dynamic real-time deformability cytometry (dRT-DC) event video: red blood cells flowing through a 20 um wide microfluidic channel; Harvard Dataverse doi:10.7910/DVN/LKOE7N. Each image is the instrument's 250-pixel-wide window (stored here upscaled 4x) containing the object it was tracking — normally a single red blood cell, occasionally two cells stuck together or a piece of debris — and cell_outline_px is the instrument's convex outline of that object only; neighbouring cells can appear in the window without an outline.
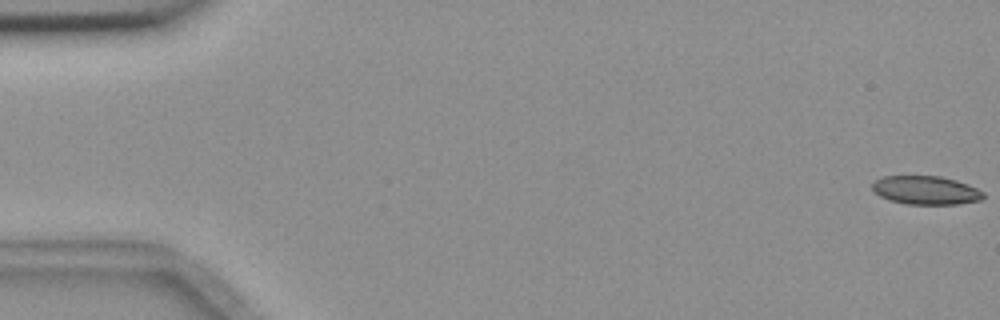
{"species": "common noctule bat (a hibernating species)", "species_latin": "Nyctalus noctula", "temperature_condition": "room temperature", "stored_images_in_passage": 10, "camera_frame_rate_fps": 3000, "um_per_image_px": 0.085, "animal": {"sex": "female", "body_mass_g": 18.4}, "frame": {"image": 1, "passage_image": 1, "time_ms": 0.0, "image_size_px": [1000, 320], "cell_outline_px": [[984, 200], [956, 204], [908, 204], [888, 200], [880, 196], [872, 188], [872, 184], [876, 180], [884, 176], [940, 176], [956, 180], [968, 184], [984, 192]], "centroid_in_image_um": [78.73, 16.17], "position_along_channel_um": 6.3, "area_um2": 18.5}}
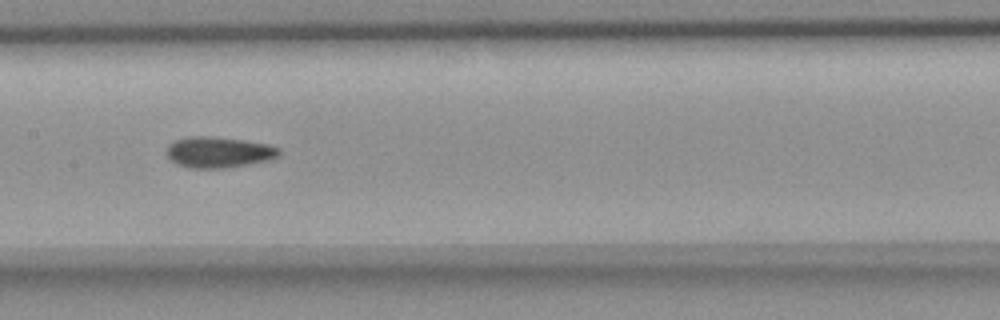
{"frame": {"image": 2, "passage_image": 9, "time_ms": 9.0, "image_size_px": [1000, 320], "cell_outline_px": [[280, 156], [268, 160], [248, 164], [224, 168], [188, 168], [176, 164], [168, 156], [168, 144], [176, 140], [188, 136], [208, 136], [244, 140], [268, 144], [280, 148]], "centroid_in_image_um": [18.6, 12.94], "position_along_channel_um": 188.8, "area_um2": 20.23}}
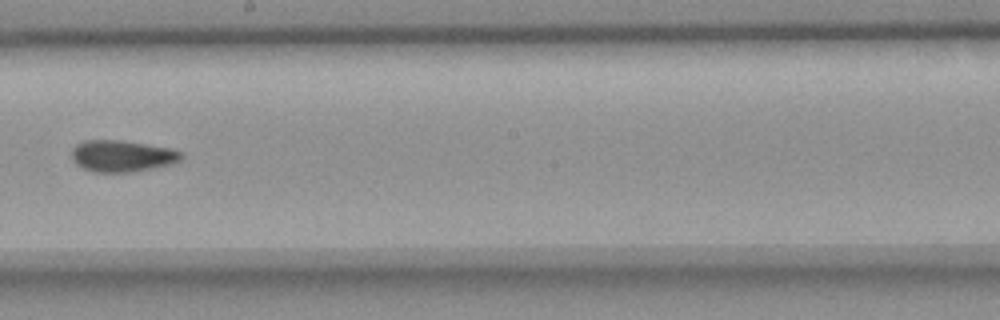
{"frame": {"image": 3, "passage_image": 10, "time_ms": 10.333, "image_size_px": [1000, 320], "cell_outline_px": [[184, 156], [180, 160], [172, 164], [152, 168], [128, 172], [92, 172], [76, 164], [72, 160], [72, 148], [76, 144], [84, 140], [120, 140], [172, 148], [184, 152]], "centroid_in_image_um": [10.39, 13.25], "position_along_channel_um": 237.8, "area_um2": 20.29}}